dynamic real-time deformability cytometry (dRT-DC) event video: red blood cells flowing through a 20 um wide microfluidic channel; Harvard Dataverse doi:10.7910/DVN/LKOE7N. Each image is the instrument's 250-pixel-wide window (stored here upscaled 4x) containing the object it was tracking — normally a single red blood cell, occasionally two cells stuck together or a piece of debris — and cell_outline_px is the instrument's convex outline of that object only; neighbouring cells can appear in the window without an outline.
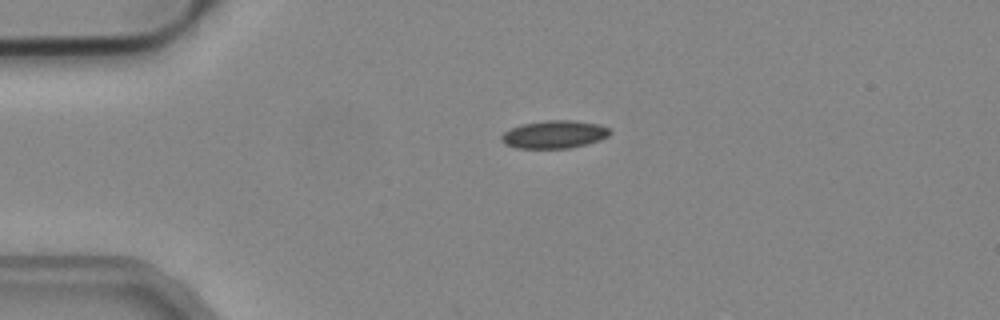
{"species": "common noctule bat (a hibernating species)", "species_latin": "Nyctalus noctula", "temperature_condition": "cold", "stored_images_in_passage": 41, "camera_frame_rate_fps": 3000, "um_per_image_px": 0.085, "animal": {"sex": "male", "body_mass_g": 19.2, "forearm_length_mm": 51.8}, "frame": {"image": 1, "passage_image": 1, "time_ms": 0.0, "image_size_px": [1000, 320], "cell_outline_px": [[612, 132], [608, 136], [600, 140], [568, 148], [516, 148], [504, 144], [500, 140], [500, 136], [504, 132], [520, 124], [544, 120], [572, 120], [600, 124], [608, 128]], "centroid_in_image_um": [47.09, 11.41], "position_along_channel_um": 37.9, "area_um2": 17.69}}
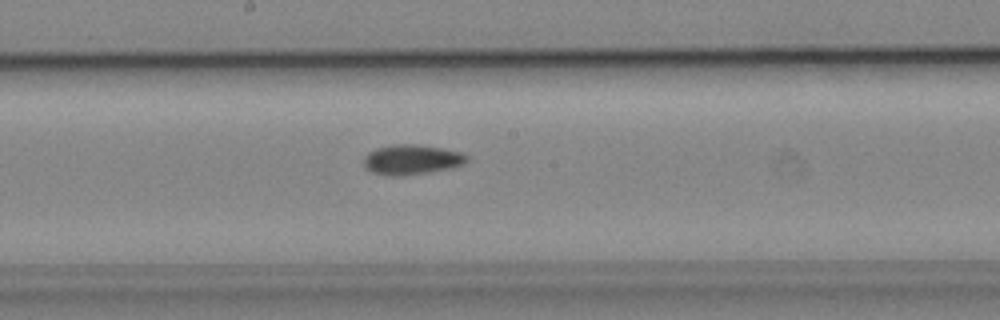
{"frame": {"image": 2, "passage_image": 17, "time_ms": 5.333, "image_size_px": [1000, 320], "cell_outline_px": [[468, 160], [452, 168], [428, 172], [372, 172], [364, 164], [364, 156], [368, 152], [376, 148], [392, 144], [416, 144], [440, 148], [460, 152], [468, 156]], "centroid_in_image_um": [35.03, 13.49], "position_along_channel_um": 213.2, "area_um2": 16.88}}
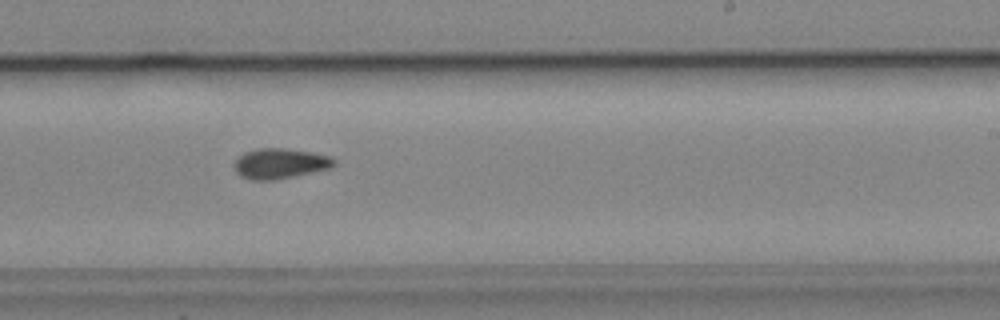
{"frame": {"image": 3, "passage_image": 21, "time_ms": 6.667, "image_size_px": [1000, 320], "cell_outline_px": [[336, 164], [328, 168], [312, 172], [272, 180], [252, 180], [240, 176], [236, 172], [236, 160], [244, 152], [256, 148], [284, 148], [312, 152], [332, 156], [336, 160]], "centroid_in_image_um": [23.82, 13.88], "position_along_channel_um": 265.2, "area_um2": 17.46}, "authors_computed_cell_mechanics": {"area_um2": 16.8776, "velocity_mm_per_s": 3.9284, "shape_relaxation_time_tau1_ms": null, "shape_relaxation_time_tau2_ms": 8.481, "deformation_change_tau1": null, "deformation_change_tau2": 0.1413}}